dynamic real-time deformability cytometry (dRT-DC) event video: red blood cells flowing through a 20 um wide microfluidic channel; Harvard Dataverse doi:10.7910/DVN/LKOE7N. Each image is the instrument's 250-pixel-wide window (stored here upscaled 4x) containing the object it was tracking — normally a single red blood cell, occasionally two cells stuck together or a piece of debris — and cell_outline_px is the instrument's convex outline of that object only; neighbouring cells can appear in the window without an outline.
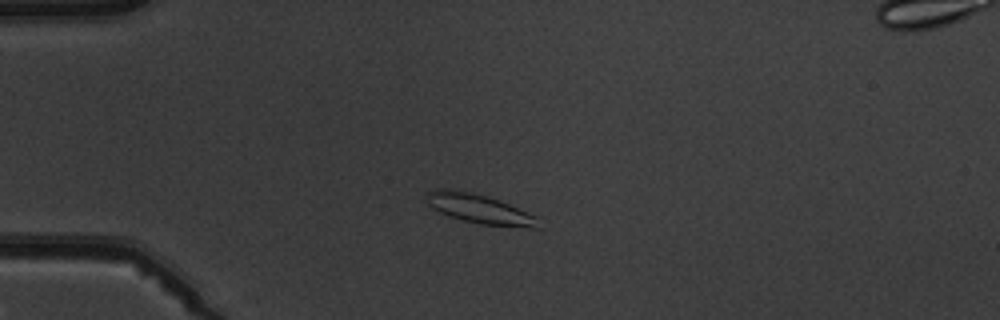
{"species": "common noctule bat (a hibernating species)", "species_latin": "Nyctalus noctula", "temperature_condition": "warm", "stored_images_in_passage": 7, "camera_frame_rate_fps": 3000, "um_per_image_px": 0.085, "animal": {"sex": "male", "body_mass_g": 19.5, "forearm_length_mm": 54.6}, "frame": {"image": 1, "passage_image": 2, "time_ms": 1.333, "image_size_px": [1000, 320], "cell_outline_px": [[540, 228], [532, 228], [480, 224], [460, 220], [448, 216], [424, 204], [428, 192], [436, 188], [452, 188], [472, 192], [508, 204], [536, 216]], "centroid_in_image_um": [40.66, 17.75], "position_along_channel_um": 44.3, "area_um2": 19.19}}
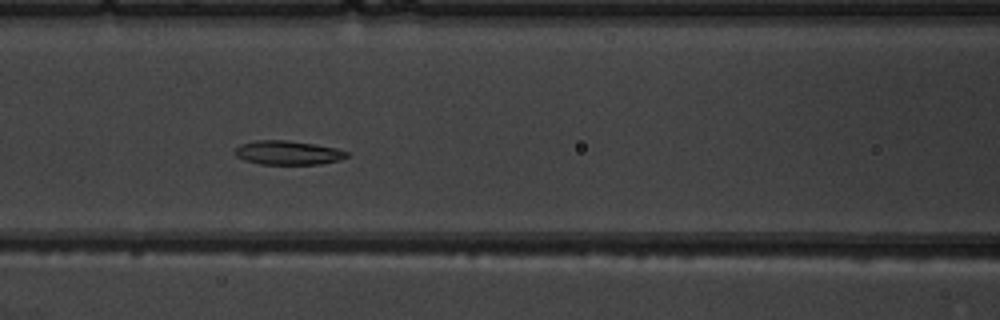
{"frame": {"image": 2, "passage_image": 5, "time_ms": 4.667, "image_size_px": [1000, 320], "cell_outline_px": [[348, 156], [340, 160], [320, 164], [260, 164], [244, 160], [236, 156], [232, 152], [240, 144], [256, 140], [288, 140], [316, 144], [336, 148], [348, 152]], "centroid_in_image_um": [24.45, 12.98], "position_along_channel_um": 142.1, "area_um2": 15.78}}
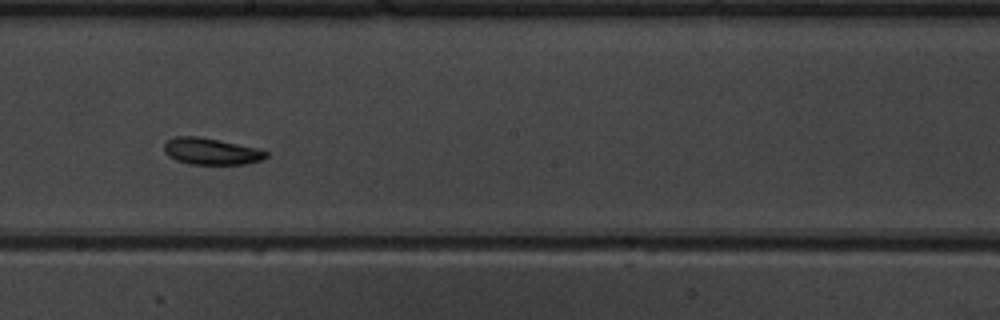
{"frame": {"image": 3, "passage_image": 7, "time_ms": 7.0, "image_size_px": [1000, 320], "cell_outline_px": [[268, 156], [260, 160], [244, 164], [188, 164], [176, 160], [168, 156], [164, 152], [164, 144], [168, 140], [176, 136], [196, 136], [220, 140], [256, 148], [268, 152]], "centroid_in_image_um": [17.91, 12.86], "position_along_channel_um": 230.3, "area_um2": 15.72}}